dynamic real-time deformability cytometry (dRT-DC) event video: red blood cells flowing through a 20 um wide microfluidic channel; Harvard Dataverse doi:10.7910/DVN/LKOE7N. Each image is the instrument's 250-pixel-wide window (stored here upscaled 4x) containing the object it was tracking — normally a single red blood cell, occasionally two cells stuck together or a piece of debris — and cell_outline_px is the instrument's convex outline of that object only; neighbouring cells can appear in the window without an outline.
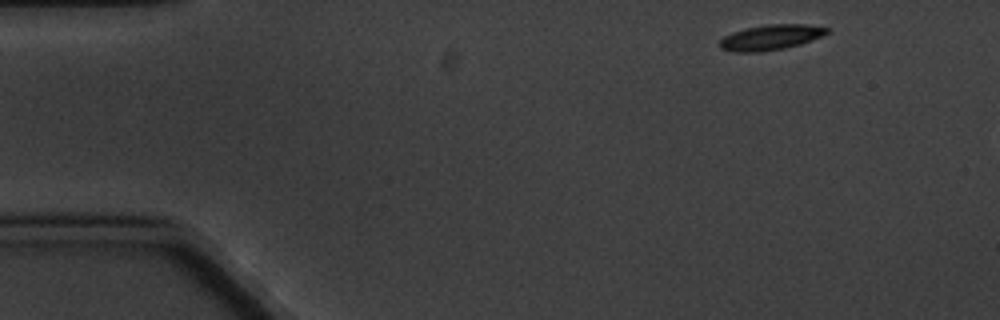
{"species": "common noctule bat (a hibernating species)", "species_latin": "Nyctalus noctula", "temperature_condition": "cold", "stored_images_in_passage": 3, "camera_frame_rate_fps": 3000, "um_per_image_px": 0.085, "animal": {"sex": "male", "body_mass_g": 20.1, "forearm_length_mm": 53.5}, "frame": {"image": 1, "passage_image": 1, "time_ms": 0.0, "image_size_px": [1000, 320], "cell_outline_px": [[828, 32], [820, 36], [800, 44], [784, 48], [760, 52], [736, 52], [720, 48], [716, 44], [724, 36], [732, 32], [744, 28], [768, 24], [808, 24], [828, 28]], "centroid_in_image_um": [65.44, 3.17], "position_along_channel_um": 19.6, "area_um2": 15.78}}